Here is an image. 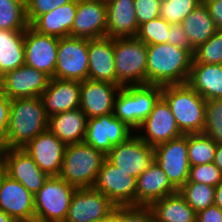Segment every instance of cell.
Masks as SVG:
<instances>
[{"label": "cell", "mask_w": 222, "mask_h": 222, "mask_svg": "<svg viewBox=\"0 0 222 222\" xmlns=\"http://www.w3.org/2000/svg\"><path fill=\"white\" fill-rule=\"evenodd\" d=\"M193 62V53L169 43L147 45V84H186Z\"/></svg>", "instance_id": "1"}, {"label": "cell", "mask_w": 222, "mask_h": 222, "mask_svg": "<svg viewBox=\"0 0 222 222\" xmlns=\"http://www.w3.org/2000/svg\"><path fill=\"white\" fill-rule=\"evenodd\" d=\"M47 127L48 117L40 97L11 100L5 134L8 148H24Z\"/></svg>", "instance_id": "2"}, {"label": "cell", "mask_w": 222, "mask_h": 222, "mask_svg": "<svg viewBox=\"0 0 222 222\" xmlns=\"http://www.w3.org/2000/svg\"><path fill=\"white\" fill-rule=\"evenodd\" d=\"M161 97L168 103L183 134L203 132L206 100L187 83L162 86Z\"/></svg>", "instance_id": "3"}, {"label": "cell", "mask_w": 222, "mask_h": 222, "mask_svg": "<svg viewBox=\"0 0 222 222\" xmlns=\"http://www.w3.org/2000/svg\"><path fill=\"white\" fill-rule=\"evenodd\" d=\"M106 155L85 142L67 145L59 177L76 188L94 186Z\"/></svg>", "instance_id": "4"}, {"label": "cell", "mask_w": 222, "mask_h": 222, "mask_svg": "<svg viewBox=\"0 0 222 222\" xmlns=\"http://www.w3.org/2000/svg\"><path fill=\"white\" fill-rule=\"evenodd\" d=\"M161 96L160 85L121 87L114 99L113 114L135 132L149 116Z\"/></svg>", "instance_id": "5"}, {"label": "cell", "mask_w": 222, "mask_h": 222, "mask_svg": "<svg viewBox=\"0 0 222 222\" xmlns=\"http://www.w3.org/2000/svg\"><path fill=\"white\" fill-rule=\"evenodd\" d=\"M116 85L147 84V45L136 37L114 38Z\"/></svg>", "instance_id": "6"}, {"label": "cell", "mask_w": 222, "mask_h": 222, "mask_svg": "<svg viewBox=\"0 0 222 222\" xmlns=\"http://www.w3.org/2000/svg\"><path fill=\"white\" fill-rule=\"evenodd\" d=\"M76 189L59 176H49L34 195L35 219L42 222H64Z\"/></svg>", "instance_id": "7"}, {"label": "cell", "mask_w": 222, "mask_h": 222, "mask_svg": "<svg viewBox=\"0 0 222 222\" xmlns=\"http://www.w3.org/2000/svg\"><path fill=\"white\" fill-rule=\"evenodd\" d=\"M88 47V39L59 38L54 78L79 82L88 79Z\"/></svg>", "instance_id": "8"}, {"label": "cell", "mask_w": 222, "mask_h": 222, "mask_svg": "<svg viewBox=\"0 0 222 222\" xmlns=\"http://www.w3.org/2000/svg\"><path fill=\"white\" fill-rule=\"evenodd\" d=\"M135 132L113 113L87 119L84 142L107 155L119 143L126 141Z\"/></svg>", "instance_id": "9"}, {"label": "cell", "mask_w": 222, "mask_h": 222, "mask_svg": "<svg viewBox=\"0 0 222 222\" xmlns=\"http://www.w3.org/2000/svg\"><path fill=\"white\" fill-rule=\"evenodd\" d=\"M136 180L105 159L93 188L108 197L116 206H135Z\"/></svg>", "instance_id": "10"}, {"label": "cell", "mask_w": 222, "mask_h": 222, "mask_svg": "<svg viewBox=\"0 0 222 222\" xmlns=\"http://www.w3.org/2000/svg\"><path fill=\"white\" fill-rule=\"evenodd\" d=\"M106 159L123 172L137 177L154 161V147L145 143L136 133L114 146Z\"/></svg>", "instance_id": "11"}, {"label": "cell", "mask_w": 222, "mask_h": 222, "mask_svg": "<svg viewBox=\"0 0 222 222\" xmlns=\"http://www.w3.org/2000/svg\"><path fill=\"white\" fill-rule=\"evenodd\" d=\"M187 151V134L154 147V160L178 190L189 177L190 164Z\"/></svg>", "instance_id": "12"}, {"label": "cell", "mask_w": 222, "mask_h": 222, "mask_svg": "<svg viewBox=\"0 0 222 222\" xmlns=\"http://www.w3.org/2000/svg\"><path fill=\"white\" fill-rule=\"evenodd\" d=\"M135 133L152 147L183 135L168 103L162 97L157 100L153 110Z\"/></svg>", "instance_id": "13"}, {"label": "cell", "mask_w": 222, "mask_h": 222, "mask_svg": "<svg viewBox=\"0 0 222 222\" xmlns=\"http://www.w3.org/2000/svg\"><path fill=\"white\" fill-rule=\"evenodd\" d=\"M115 208L108 197L93 187L77 188L64 222H94L110 215Z\"/></svg>", "instance_id": "14"}, {"label": "cell", "mask_w": 222, "mask_h": 222, "mask_svg": "<svg viewBox=\"0 0 222 222\" xmlns=\"http://www.w3.org/2000/svg\"><path fill=\"white\" fill-rule=\"evenodd\" d=\"M50 79L47 74L23 65L1 77L0 90L11 100L40 97L48 87Z\"/></svg>", "instance_id": "15"}, {"label": "cell", "mask_w": 222, "mask_h": 222, "mask_svg": "<svg viewBox=\"0 0 222 222\" xmlns=\"http://www.w3.org/2000/svg\"><path fill=\"white\" fill-rule=\"evenodd\" d=\"M59 37L43 35L30 25L25 30V65L54 78Z\"/></svg>", "instance_id": "16"}, {"label": "cell", "mask_w": 222, "mask_h": 222, "mask_svg": "<svg viewBox=\"0 0 222 222\" xmlns=\"http://www.w3.org/2000/svg\"><path fill=\"white\" fill-rule=\"evenodd\" d=\"M23 149L48 176L59 175L66 145L48 129L40 133Z\"/></svg>", "instance_id": "17"}, {"label": "cell", "mask_w": 222, "mask_h": 222, "mask_svg": "<svg viewBox=\"0 0 222 222\" xmlns=\"http://www.w3.org/2000/svg\"><path fill=\"white\" fill-rule=\"evenodd\" d=\"M0 209L15 221L34 220V195L22 183L5 174L0 184Z\"/></svg>", "instance_id": "18"}, {"label": "cell", "mask_w": 222, "mask_h": 222, "mask_svg": "<svg viewBox=\"0 0 222 222\" xmlns=\"http://www.w3.org/2000/svg\"><path fill=\"white\" fill-rule=\"evenodd\" d=\"M3 157L6 174L22 183L33 195L49 178L23 148H8Z\"/></svg>", "instance_id": "19"}, {"label": "cell", "mask_w": 222, "mask_h": 222, "mask_svg": "<svg viewBox=\"0 0 222 222\" xmlns=\"http://www.w3.org/2000/svg\"><path fill=\"white\" fill-rule=\"evenodd\" d=\"M106 29V3L77 0V11L71 29V36L90 40L106 36Z\"/></svg>", "instance_id": "20"}, {"label": "cell", "mask_w": 222, "mask_h": 222, "mask_svg": "<svg viewBox=\"0 0 222 222\" xmlns=\"http://www.w3.org/2000/svg\"><path fill=\"white\" fill-rule=\"evenodd\" d=\"M121 89L109 82L86 79L81 82L80 106L87 118L114 112V99Z\"/></svg>", "instance_id": "21"}, {"label": "cell", "mask_w": 222, "mask_h": 222, "mask_svg": "<svg viewBox=\"0 0 222 222\" xmlns=\"http://www.w3.org/2000/svg\"><path fill=\"white\" fill-rule=\"evenodd\" d=\"M176 192L178 189L154 160L137 177L135 206H150L153 202Z\"/></svg>", "instance_id": "22"}, {"label": "cell", "mask_w": 222, "mask_h": 222, "mask_svg": "<svg viewBox=\"0 0 222 222\" xmlns=\"http://www.w3.org/2000/svg\"><path fill=\"white\" fill-rule=\"evenodd\" d=\"M80 88L79 81L50 79L48 87L40 96L47 117L78 109L81 98Z\"/></svg>", "instance_id": "23"}, {"label": "cell", "mask_w": 222, "mask_h": 222, "mask_svg": "<svg viewBox=\"0 0 222 222\" xmlns=\"http://www.w3.org/2000/svg\"><path fill=\"white\" fill-rule=\"evenodd\" d=\"M88 79L116 85L114 38L104 36L90 39L88 47Z\"/></svg>", "instance_id": "24"}, {"label": "cell", "mask_w": 222, "mask_h": 222, "mask_svg": "<svg viewBox=\"0 0 222 222\" xmlns=\"http://www.w3.org/2000/svg\"><path fill=\"white\" fill-rule=\"evenodd\" d=\"M107 7L106 36L111 38L136 37L138 22L134 0H110Z\"/></svg>", "instance_id": "25"}, {"label": "cell", "mask_w": 222, "mask_h": 222, "mask_svg": "<svg viewBox=\"0 0 222 222\" xmlns=\"http://www.w3.org/2000/svg\"><path fill=\"white\" fill-rule=\"evenodd\" d=\"M87 116L80 109L60 112L48 118L47 129L66 146L85 140Z\"/></svg>", "instance_id": "26"}, {"label": "cell", "mask_w": 222, "mask_h": 222, "mask_svg": "<svg viewBox=\"0 0 222 222\" xmlns=\"http://www.w3.org/2000/svg\"><path fill=\"white\" fill-rule=\"evenodd\" d=\"M77 11V0L37 17L30 26L43 35L63 38L71 36Z\"/></svg>", "instance_id": "27"}, {"label": "cell", "mask_w": 222, "mask_h": 222, "mask_svg": "<svg viewBox=\"0 0 222 222\" xmlns=\"http://www.w3.org/2000/svg\"><path fill=\"white\" fill-rule=\"evenodd\" d=\"M187 84L205 100L222 99V65L192 63Z\"/></svg>", "instance_id": "28"}, {"label": "cell", "mask_w": 222, "mask_h": 222, "mask_svg": "<svg viewBox=\"0 0 222 222\" xmlns=\"http://www.w3.org/2000/svg\"><path fill=\"white\" fill-rule=\"evenodd\" d=\"M155 222H196L197 213L178 192L153 202L150 206Z\"/></svg>", "instance_id": "29"}, {"label": "cell", "mask_w": 222, "mask_h": 222, "mask_svg": "<svg viewBox=\"0 0 222 222\" xmlns=\"http://www.w3.org/2000/svg\"><path fill=\"white\" fill-rule=\"evenodd\" d=\"M25 30L0 29V76L25 65Z\"/></svg>", "instance_id": "30"}, {"label": "cell", "mask_w": 222, "mask_h": 222, "mask_svg": "<svg viewBox=\"0 0 222 222\" xmlns=\"http://www.w3.org/2000/svg\"><path fill=\"white\" fill-rule=\"evenodd\" d=\"M181 25L189 39L192 53L218 30L203 2L187 15Z\"/></svg>", "instance_id": "31"}, {"label": "cell", "mask_w": 222, "mask_h": 222, "mask_svg": "<svg viewBox=\"0 0 222 222\" xmlns=\"http://www.w3.org/2000/svg\"><path fill=\"white\" fill-rule=\"evenodd\" d=\"M188 161L190 166L212 163L217 143L203 133L187 134Z\"/></svg>", "instance_id": "32"}, {"label": "cell", "mask_w": 222, "mask_h": 222, "mask_svg": "<svg viewBox=\"0 0 222 222\" xmlns=\"http://www.w3.org/2000/svg\"><path fill=\"white\" fill-rule=\"evenodd\" d=\"M26 0H0V29L26 30Z\"/></svg>", "instance_id": "33"}, {"label": "cell", "mask_w": 222, "mask_h": 222, "mask_svg": "<svg viewBox=\"0 0 222 222\" xmlns=\"http://www.w3.org/2000/svg\"><path fill=\"white\" fill-rule=\"evenodd\" d=\"M178 191L196 213L214 204L215 187L213 186L186 182Z\"/></svg>", "instance_id": "34"}, {"label": "cell", "mask_w": 222, "mask_h": 222, "mask_svg": "<svg viewBox=\"0 0 222 222\" xmlns=\"http://www.w3.org/2000/svg\"><path fill=\"white\" fill-rule=\"evenodd\" d=\"M202 0H162L159 16L170 24H181Z\"/></svg>", "instance_id": "35"}, {"label": "cell", "mask_w": 222, "mask_h": 222, "mask_svg": "<svg viewBox=\"0 0 222 222\" xmlns=\"http://www.w3.org/2000/svg\"><path fill=\"white\" fill-rule=\"evenodd\" d=\"M170 25L161 17L154 18L139 25L136 38L146 45L167 43Z\"/></svg>", "instance_id": "36"}, {"label": "cell", "mask_w": 222, "mask_h": 222, "mask_svg": "<svg viewBox=\"0 0 222 222\" xmlns=\"http://www.w3.org/2000/svg\"><path fill=\"white\" fill-rule=\"evenodd\" d=\"M192 63L222 65V29L194 50Z\"/></svg>", "instance_id": "37"}, {"label": "cell", "mask_w": 222, "mask_h": 222, "mask_svg": "<svg viewBox=\"0 0 222 222\" xmlns=\"http://www.w3.org/2000/svg\"><path fill=\"white\" fill-rule=\"evenodd\" d=\"M203 134L216 143H222V99L206 100V115Z\"/></svg>", "instance_id": "38"}, {"label": "cell", "mask_w": 222, "mask_h": 222, "mask_svg": "<svg viewBox=\"0 0 222 222\" xmlns=\"http://www.w3.org/2000/svg\"><path fill=\"white\" fill-rule=\"evenodd\" d=\"M221 181L222 172L213 162L190 166L187 182L204 183L216 187Z\"/></svg>", "instance_id": "39"}, {"label": "cell", "mask_w": 222, "mask_h": 222, "mask_svg": "<svg viewBox=\"0 0 222 222\" xmlns=\"http://www.w3.org/2000/svg\"><path fill=\"white\" fill-rule=\"evenodd\" d=\"M74 0H26V18L30 25L37 17Z\"/></svg>", "instance_id": "40"}, {"label": "cell", "mask_w": 222, "mask_h": 222, "mask_svg": "<svg viewBox=\"0 0 222 222\" xmlns=\"http://www.w3.org/2000/svg\"><path fill=\"white\" fill-rule=\"evenodd\" d=\"M117 215L123 222H155L149 206H117Z\"/></svg>", "instance_id": "41"}, {"label": "cell", "mask_w": 222, "mask_h": 222, "mask_svg": "<svg viewBox=\"0 0 222 222\" xmlns=\"http://www.w3.org/2000/svg\"><path fill=\"white\" fill-rule=\"evenodd\" d=\"M162 0H134V8L138 25L160 17Z\"/></svg>", "instance_id": "42"}, {"label": "cell", "mask_w": 222, "mask_h": 222, "mask_svg": "<svg viewBox=\"0 0 222 222\" xmlns=\"http://www.w3.org/2000/svg\"><path fill=\"white\" fill-rule=\"evenodd\" d=\"M167 43L177 47L189 49L191 51V45L189 39L181 24H171L169 28V36Z\"/></svg>", "instance_id": "43"}, {"label": "cell", "mask_w": 222, "mask_h": 222, "mask_svg": "<svg viewBox=\"0 0 222 222\" xmlns=\"http://www.w3.org/2000/svg\"><path fill=\"white\" fill-rule=\"evenodd\" d=\"M196 222H222V210L213 204L197 213Z\"/></svg>", "instance_id": "44"}, {"label": "cell", "mask_w": 222, "mask_h": 222, "mask_svg": "<svg viewBox=\"0 0 222 222\" xmlns=\"http://www.w3.org/2000/svg\"><path fill=\"white\" fill-rule=\"evenodd\" d=\"M217 29H222V0H202Z\"/></svg>", "instance_id": "45"}, {"label": "cell", "mask_w": 222, "mask_h": 222, "mask_svg": "<svg viewBox=\"0 0 222 222\" xmlns=\"http://www.w3.org/2000/svg\"><path fill=\"white\" fill-rule=\"evenodd\" d=\"M11 99L0 90V131L5 135L9 124Z\"/></svg>", "instance_id": "46"}, {"label": "cell", "mask_w": 222, "mask_h": 222, "mask_svg": "<svg viewBox=\"0 0 222 222\" xmlns=\"http://www.w3.org/2000/svg\"><path fill=\"white\" fill-rule=\"evenodd\" d=\"M213 163L221 170L222 172V143H217L215 150V156Z\"/></svg>", "instance_id": "47"}, {"label": "cell", "mask_w": 222, "mask_h": 222, "mask_svg": "<svg viewBox=\"0 0 222 222\" xmlns=\"http://www.w3.org/2000/svg\"><path fill=\"white\" fill-rule=\"evenodd\" d=\"M214 204L222 210V181L215 187Z\"/></svg>", "instance_id": "48"}, {"label": "cell", "mask_w": 222, "mask_h": 222, "mask_svg": "<svg viewBox=\"0 0 222 222\" xmlns=\"http://www.w3.org/2000/svg\"><path fill=\"white\" fill-rule=\"evenodd\" d=\"M8 149L5 135L0 131V155H3Z\"/></svg>", "instance_id": "49"}, {"label": "cell", "mask_w": 222, "mask_h": 222, "mask_svg": "<svg viewBox=\"0 0 222 222\" xmlns=\"http://www.w3.org/2000/svg\"><path fill=\"white\" fill-rule=\"evenodd\" d=\"M6 174V164L3 155H0V184Z\"/></svg>", "instance_id": "50"}, {"label": "cell", "mask_w": 222, "mask_h": 222, "mask_svg": "<svg viewBox=\"0 0 222 222\" xmlns=\"http://www.w3.org/2000/svg\"><path fill=\"white\" fill-rule=\"evenodd\" d=\"M0 222H16L12 217L7 215L3 210L0 209Z\"/></svg>", "instance_id": "51"}, {"label": "cell", "mask_w": 222, "mask_h": 222, "mask_svg": "<svg viewBox=\"0 0 222 222\" xmlns=\"http://www.w3.org/2000/svg\"><path fill=\"white\" fill-rule=\"evenodd\" d=\"M110 222H123V220L117 215V206L115 210L110 214Z\"/></svg>", "instance_id": "52"}, {"label": "cell", "mask_w": 222, "mask_h": 222, "mask_svg": "<svg viewBox=\"0 0 222 222\" xmlns=\"http://www.w3.org/2000/svg\"><path fill=\"white\" fill-rule=\"evenodd\" d=\"M94 222H110V215L106 216L105 218L96 220Z\"/></svg>", "instance_id": "53"}, {"label": "cell", "mask_w": 222, "mask_h": 222, "mask_svg": "<svg viewBox=\"0 0 222 222\" xmlns=\"http://www.w3.org/2000/svg\"><path fill=\"white\" fill-rule=\"evenodd\" d=\"M86 1H99V2L108 3L110 0H86Z\"/></svg>", "instance_id": "54"}, {"label": "cell", "mask_w": 222, "mask_h": 222, "mask_svg": "<svg viewBox=\"0 0 222 222\" xmlns=\"http://www.w3.org/2000/svg\"><path fill=\"white\" fill-rule=\"evenodd\" d=\"M16 222H42V221L34 219V220H30V221H16Z\"/></svg>", "instance_id": "55"}]
</instances>
